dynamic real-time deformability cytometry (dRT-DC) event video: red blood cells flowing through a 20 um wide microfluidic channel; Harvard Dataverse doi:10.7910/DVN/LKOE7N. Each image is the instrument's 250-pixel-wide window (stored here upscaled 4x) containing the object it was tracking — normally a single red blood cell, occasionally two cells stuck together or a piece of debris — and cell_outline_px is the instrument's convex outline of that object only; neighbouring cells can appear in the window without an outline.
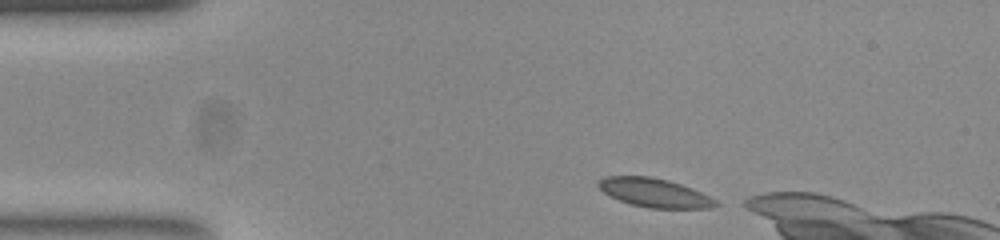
{"species": "common noctule bat (a hibernating species)", "species_latin": "Nyctalus noctula", "temperature_condition": "room temperature", "stored_images_in_passage": 47, "camera_frame_rate_fps": 3000, "um_per_image_px": 0.085, "animal": {"sex": "female", "body_mass_g": 23.0, "forearm_length_mm": 53.4}, "frame": {"image": 1, "passage_image": 2, "time_ms": 0.333, "image_size_px": [1000, 240], "cell_outline_px": [[720, 204], [708, 208], [648, 208], [632, 204], [620, 200], [604, 192], [596, 184], [604, 176], [652, 176], [668, 180], [692, 188], [716, 200]], "centroid_in_image_um": [55.63, 16.38], "position_along_channel_um": 29.4, "area_um2": 19.48}}
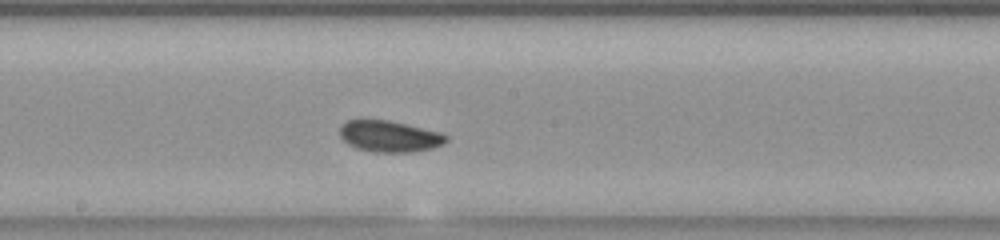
{"frame": {"image": 2, "passage_image": 21, "time_ms": 6.667, "image_size_px": [1000, 240], "cell_outline_px": [[448, 140], [444, 144], [432, 148], [412, 152], [376, 152], [356, 148], [348, 144], [340, 136], [340, 128], [348, 120], [388, 120], [440, 132], [448, 136]], "centroid_in_image_um": [33.13, 11.59], "position_along_channel_um": 215.1, "area_um2": 19.25}}
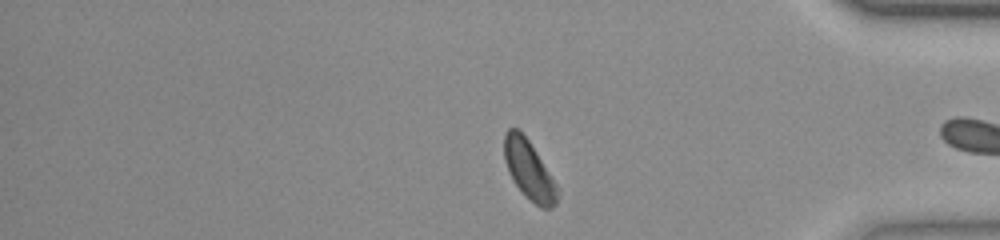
{"frame": {"image": 3, "passage_image": 37, "time_ms": 12.0, "image_size_px": [1000, 240], "cell_outline_px": [[560, 192], [556, 204], [552, 208], [540, 208], [512, 180], [508, 172], [504, 160], [504, 136], [508, 128], [516, 128], [528, 140], [560, 188]], "centroid_in_image_um": [44.99, 14.47], "position_along_channel_um": 390.2, "area_um2": 18.09}, "authors_computed_cell_mechanics": {"area_um2": 19.1896, "velocity_mm_per_s": 3.7624, "shape_relaxation_time_tau1_ms": 2.9146, "shape_relaxation_time_tau2_ms": null, "deformation_change_tau1": 0.071, "deformation_change_tau2": null}}